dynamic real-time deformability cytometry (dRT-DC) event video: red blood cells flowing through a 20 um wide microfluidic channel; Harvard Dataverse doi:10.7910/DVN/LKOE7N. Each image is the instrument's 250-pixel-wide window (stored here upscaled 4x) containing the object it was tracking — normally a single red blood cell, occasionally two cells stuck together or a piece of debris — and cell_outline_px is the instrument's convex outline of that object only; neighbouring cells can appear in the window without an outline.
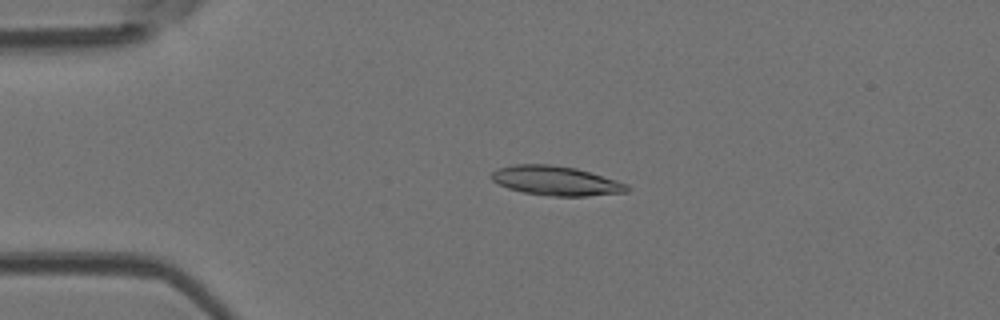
{"species": "Egyptian fruit bat (a non-hibernating species)", "species_latin": "Rousettus aegyptiacus", "temperature_condition": "room temperature", "stored_images_in_passage": 35, "camera_frame_rate_fps": 3000, "um_per_image_px": 0.085, "animal": {"sex": "female"}, "frame": {"image": 1, "passage_image": 2, "time_ms": 0.333, "image_size_px": [1000, 320], "cell_outline_px": [[628, 192], [588, 196], [552, 196], [524, 192], [508, 188], [492, 180], [488, 176], [496, 168], [512, 164], [552, 164], [576, 168], [616, 180], [628, 184]], "centroid_in_image_um": [47.22, 15.35], "position_along_channel_um": 37.8, "area_um2": 23.29}}
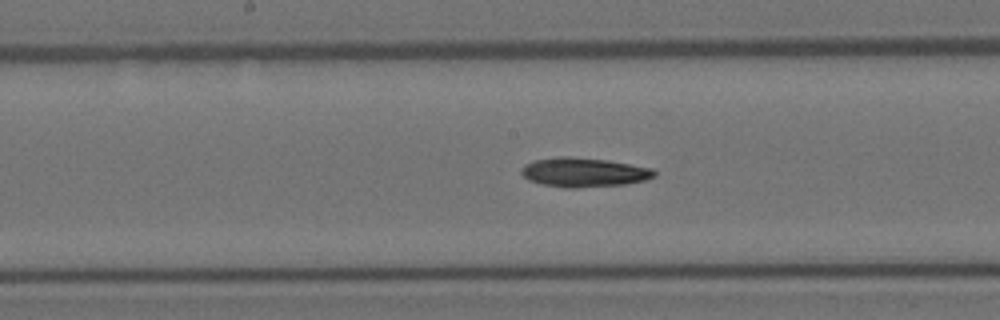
{"frame": {"image": 2, "passage_image": 16, "time_ms": 5.0, "image_size_px": [1000, 320], "cell_outline_px": [[656, 176], [644, 180], [624, 184], [576, 188], [568, 188], [540, 184], [528, 180], [520, 172], [520, 168], [524, 164], [532, 160], [556, 156], [568, 156], [608, 160], [652, 168], [656, 172]], "centroid_in_image_um": [49.57, 14.64], "position_along_channel_um": 198.6, "area_um2": 22.89}}
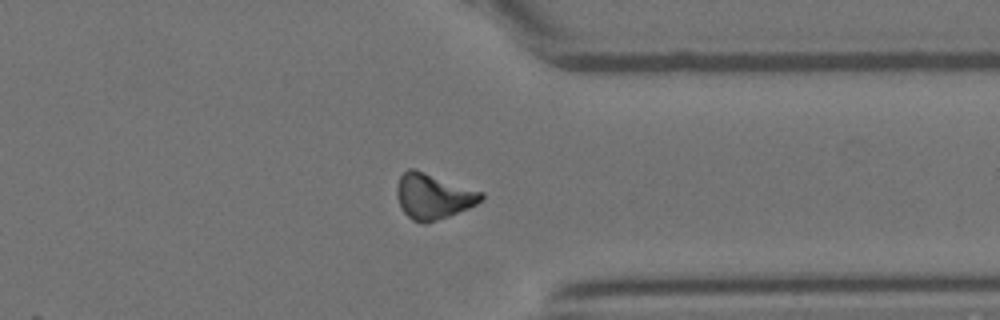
{"frame": {"image": 3, "passage_image": 29, "time_ms": 9.333, "image_size_px": [1000, 320], "cell_outline_px": [[484, 196], [476, 204], [468, 208], [428, 224], [424, 224], [412, 220], [400, 208], [396, 192], [396, 188], [400, 176], [408, 168], [416, 168], [484, 192]], "centroid_in_image_um": [36.8, 16.67], "position_along_channel_um": 374.6, "area_um2": 22.6}, "authors_computed_cell_mechanics": {"area_um2": 21.8484, "velocity_mm_per_s": 4.1555, "shape_relaxation_time_tau1_ms": 10.0611, "shape_relaxation_time_tau2_ms": null, "deformation_change_tau1": 0.2248, "deformation_change_tau2": null}}